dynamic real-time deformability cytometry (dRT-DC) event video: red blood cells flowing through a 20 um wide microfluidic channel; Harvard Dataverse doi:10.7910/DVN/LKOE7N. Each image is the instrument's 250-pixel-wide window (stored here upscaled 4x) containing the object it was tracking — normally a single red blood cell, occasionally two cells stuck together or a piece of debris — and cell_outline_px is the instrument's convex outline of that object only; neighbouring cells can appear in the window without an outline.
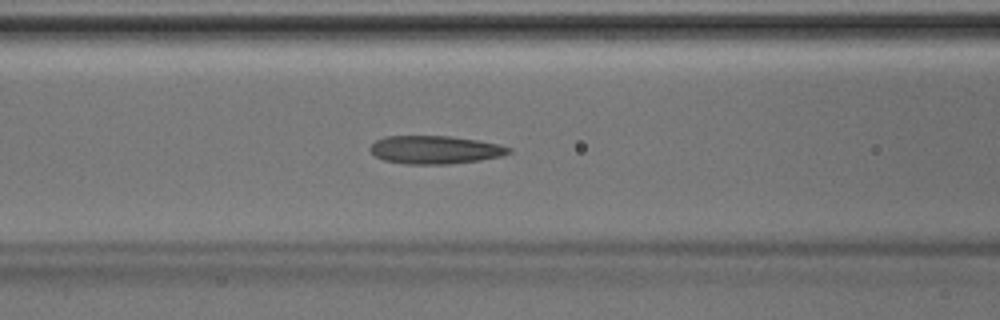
{"species": "Egyptian fruit bat (a non-hibernating species)", "species_latin": "Rousettus aegyptiacus", "temperature_condition": "room temperature", "stored_images_in_passage": 41, "camera_frame_rate_fps": 3000, "um_per_image_px": 0.085, "animal": {"sex": "male"}, "frame": {"image": 1, "passage_image": 18, "time_ms": 5.667, "image_size_px": [1000, 320], "cell_outline_px": [[512, 152], [500, 156], [480, 160], [448, 164], [404, 164], [384, 160], [376, 156], [368, 148], [376, 140], [384, 136], [448, 136], [476, 140], [500, 144], [512, 148]], "centroid_in_image_um": [36.97, 12.73], "position_along_channel_um": 129.6, "area_um2": 22.72}}
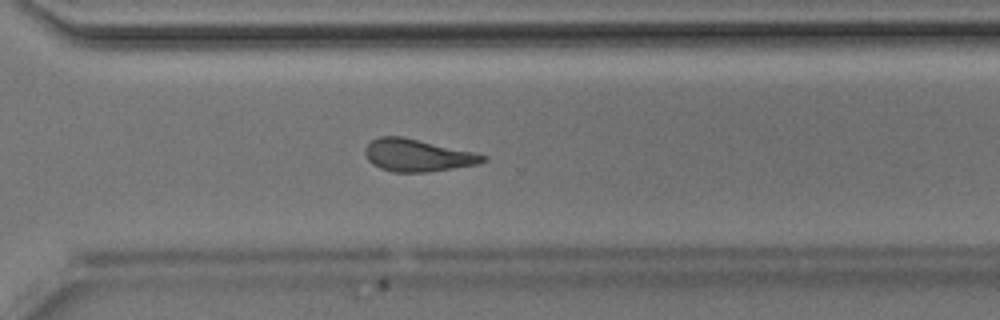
{"frame": {"image": 2, "passage_image": 32, "time_ms": 10.333, "image_size_px": [1000, 320], "cell_outline_px": [[488, 160], [476, 164], [428, 172], [392, 172], [380, 168], [372, 164], [368, 160], [364, 152], [364, 148], [372, 140], [380, 136], [400, 136], [472, 152], [488, 156]], "centroid_in_image_um": [35.44, 13.21], "position_along_channel_um": 335.2, "area_um2": 21.91}}
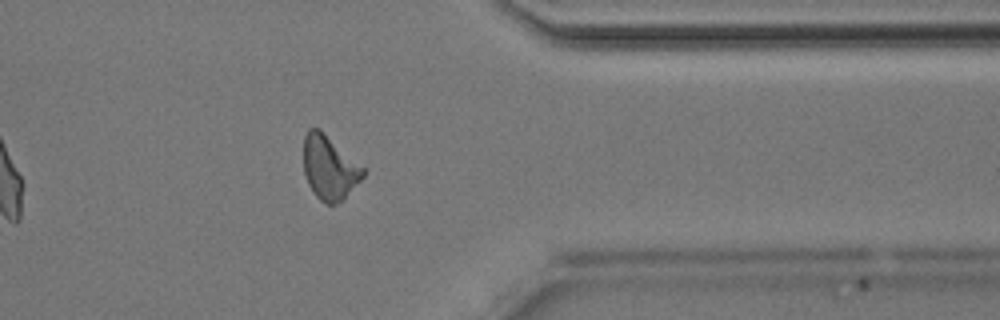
{"frame": {"image": 3, "passage_image": 36, "time_ms": 11.667, "image_size_px": [1000, 320], "cell_outline_px": [[364, 176], [340, 200], [332, 204], [328, 204], [320, 200], [312, 192], [308, 184], [304, 172], [304, 136], [308, 128], [320, 128], [364, 168]], "centroid_in_image_um": [27.96, 14.21], "position_along_channel_um": 383.4, "area_um2": 21.79}}